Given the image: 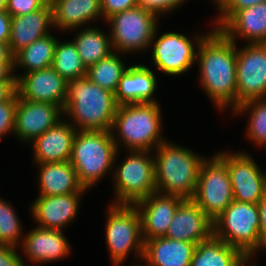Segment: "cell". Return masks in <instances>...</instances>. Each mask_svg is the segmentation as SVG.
I'll use <instances>...</instances> for the list:
<instances>
[{
	"label": "cell",
	"instance_id": "6da1fadb",
	"mask_svg": "<svg viewBox=\"0 0 266 266\" xmlns=\"http://www.w3.org/2000/svg\"><path fill=\"white\" fill-rule=\"evenodd\" d=\"M196 61L199 85L213 106L218 112L233 111L237 107L236 44L212 28L198 46Z\"/></svg>",
	"mask_w": 266,
	"mask_h": 266
},
{
	"label": "cell",
	"instance_id": "7a4b0ae2",
	"mask_svg": "<svg viewBox=\"0 0 266 266\" xmlns=\"http://www.w3.org/2000/svg\"><path fill=\"white\" fill-rule=\"evenodd\" d=\"M117 107L115 94L86 76L68 80L63 116L77 130L111 131Z\"/></svg>",
	"mask_w": 266,
	"mask_h": 266
},
{
	"label": "cell",
	"instance_id": "3957f363",
	"mask_svg": "<svg viewBox=\"0 0 266 266\" xmlns=\"http://www.w3.org/2000/svg\"><path fill=\"white\" fill-rule=\"evenodd\" d=\"M205 158L167 139L163 141L154 150L156 192L192 199Z\"/></svg>",
	"mask_w": 266,
	"mask_h": 266
},
{
	"label": "cell",
	"instance_id": "277c9868",
	"mask_svg": "<svg viewBox=\"0 0 266 266\" xmlns=\"http://www.w3.org/2000/svg\"><path fill=\"white\" fill-rule=\"evenodd\" d=\"M161 109L160 103L118 105L111 129L117 150L122 145L128 151L153 152L165 141Z\"/></svg>",
	"mask_w": 266,
	"mask_h": 266
},
{
	"label": "cell",
	"instance_id": "5b68a950",
	"mask_svg": "<svg viewBox=\"0 0 266 266\" xmlns=\"http://www.w3.org/2000/svg\"><path fill=\"white\" fill-rule=\"evenodd\" d=\"M117 151L111 131L77 130L69 161L79 183L90 190L103 180L114 170Z\"/></svg>",
	"mask_w": 266,
	"mask_h": 266
},
{
	"label": "cell",
	"instance_id": "8992f818",
	"mask_svg": "<svg viewBox=\"0 0 266 266\" xmlns=\"http://www.w3.org/2000/svg\"><path fill=\"white\" fill-rule=\"evenodd\" d=\"M119 153L111 172L116 197L111 204L134 205L156 192L154 154L129 150L123 161L115 165Z\"/></svg>",
	"mask_w": 266,
	"mask_h": 266
},
{
	"label": "cell",
	"instance_id": "52a82bcc",
	"mask_svg": "<svg viewBox=\"0 0 266 266\" xmlns=\"http://www.w3.org/2000/svg\"><path fill=\"white\" fill-rule=\"evenodd\" d=\"M106 213L104 229L111 264L124 265V261L133 251L131 254L136 260H142L144 240L141 218L135 205L110 204Z\"/></svg>",
	"mask_w": 266,
	"mask_h": 266
},
{
	"label": "cell",
	"instance_id": "ba28073f",
	"mask_svg": "<svg viewBox=\"0 0 266 266\" xmlns=\"http://www.w3.org/2000/svg\"><path fill=\"white\" fill-rule=\"evenodd\" d=\"M259 225L257 204L233 200L213 221V235L244 256H255L261 251Z\"/></svg>",
	"mask_w": 266,
	"mask_h": 266
},
{
	"label": "cell",
	"instance_id": "9c48e42d",
	"mask_svg": "<svg viewBox=\"0 0 266 266\" xmlns=\"http://www.w3.org/2000/svg\"><path fill=\"white\" fill-rule=\"evenodd\" d=\"M158 17L154 13L137 6L116 13L106 20L111 29L109 34L113 51L123 55L149 50V45L159 28Z\"/></svg>",
	"mask_w": 266,
	"mask_h": 266
},
{
	"label": "cell",
	"instance_id": "30bf717a",
	"mask_svg": "<svg viewBox=\"0 0 266 266\" xmlns=\"http://www.w3.org/2000/svg\"><path fill=\"white\" fill-rule=\"evenodd\" d=\"M192 199L212 221L234 200L226 162L217 152L203 161Z\"/></svg>",
	"mask_w": 266,
	"mask_h": 266
},
{
	"label": "cell",
	"instance_id": "8fae6325",
	"mask_svg": "<svg viewBox=\"0 0 266 266\" xmlns=\"http://www.w3.org/2000/svg\"><path fill=\"white\" fill-rule=\"evenodd\" d=\"M158 28L149 48H152V60L156 69L166 75L178 76L196 63L197 49L200 42L209 33L188 37L182 33L166 32L157 37Z\"/></svg>",
	"mask_w": 266,
	"mask_h": 266
},
{
	"label": "cell",
	"instance_id": "7c38bea8",
	"mask_svg": "<svg viewBox=\"0 0 266 266\" xmlns=\"http://www.w3.org/2000/svg\"><path fill=\"white\" fill-rule=\"evenodd\" d=\"M229 172L234 200L258 204L266 193V172L249 153L226 150L217 153Z\"/></svg>",
	"mask_w": 266,
	"mask_h": 266
},
{
	"label": "cell",
	"instance_id": "4fadbf2b",
	"mask_svg": "<svg viewBox=\"0 0 266 266\" xmlns=\"http://www.w3.org/2000/svg\"><path fill=\"white\" fill-rule=\"evenodd\" d=\"M236 84L237 107L266 98V43L237 47Z\"/></svg>",
	"mask_w": 266,
	"mask_h": 266
},
{
	"label": "cell",
	"instance_id": "5bb4252c",
	"mask_svg": "<svg viewBox=\"0 0 266 266\" xmlns=\"http://www.w3.org/2000/svg\"><path fill=\"white\" fill-rule=\"evenodd\" d=\"M56 104L29 101L17 96L13 135L26 144L33 142L63 118Z\"/></svg>",
	"mask_w": 266,
	"mask_h": 266
},
{
	"label": "cell",
	"instance_id": "9a60e30c",
	"mask_svg": "<svg viewBox=\"0 0 266 266\" xmlns=\"http://www.w3.org/2000/svg\"><path fill=\"white\" fill-rule=\"evenodd\" d=\"M22 74H15L19 98L56 104L63 110L68 81L52 66Z\"/></svg>",
	"mask_w": 266,
	"mask_h": 266
},
{
	"label": "cell",
	"instance_id": "2e32d148",
	"mask_svg": "<svg viewBox=\"0 0 266 266\" xmlns=\"http://www.w3.org/2000/svg\"><path fill=\"white\" fill-rule=\"evenodd\" d=\"M82 195L84 193L38 196L29 207L37 227L56 230L68 227L79 213Z\"/></svg>",
	"mask_w": 266,
	"mask_h": 266
},
{
	"label": "cell",
	"instance_id": "e0dca14e",
	"mask_svg": "<svg viewBox=\"0 0 266 266\" xmlns=\"http://www.w3.org/2000/svg\"><path fill=\"white\" fill-rule=\"evenodd\" d=\"M63 230L43 229L35 227L24 234L20 248L26 259L32 265L53 263L67 257L71 252L70 243Z\"/></svg>",
	"mask_w": 266,
	"mask_h": 266
},
{
	"label": "cell",
	"instance_id": "ac0fdd59",
	"mask_svg": "<svg viewBox=\"0 0 266 266\" xmlns=\"http://www.w3.org/2000/svg\"><path fill=\"white\" fill-rule=\"evenodd\" d=\"M183 200L177 195L155 192L134 204L141 218L144 241L165 237L175 211Z\"/></svg>",
	"mask_w": 266,
	"mask_h": 266
},
{
	"label": "cell",
	"instance_id": "d6986e66",
	"mask_svg": "<svg viewBox=\"0 0 266 266\" xmlns=\"http://www.w3.org/2000/svg\"><path fill=\"white\" fill-rule=\"evenodd\" d=\"M213 235V221L193 199H184L177 210L165 237L198 245Z\"/></svg>",
	"mask_w": 266,
	"mask_h": 266
},
{
	"label": "cell",
	"instance_id": "ffe728a7",
	"mask_svg": "<svg viewBox=\"0 0 266 266\" xmlns=\"http://www.w3.org/2000/svg\"><path fill=\"white\" fill-rule=\"evenodd\" d=\"M76 132L77 129L62 118L38 136L31 142L34 164L69 161Z\"/></svg>",
	"mask_w": 266,
	"mask_h": 266
},
{
	"label": "cell",
	"instance_id": "44dd1931",
	"mask_svg": "<svg viewBox=\"0 0 266 266\" xmlns=\"http://www.w3.org/2000/svg\"><path fill=\"white\" fill-rule=\"evenodd\" d=\"M157 78L151 68L143 64L129 65L120 78L115 91L118 105L135 103H159L155 97Z\"/></svg>",
	"mask_w": 266,
	"mask_h": 266
},
{
	"label": "cell",
	"instance_id": "7402d4cb",
	"mask_svg": "<svg viewBox=\"0 0 266 266\" xmlns=\"http://www.w3.org/2000/svg\"><path fill=\"white\" fill-rule=\"evenodd\" d=\"M219 30L236 45L241 38L246 44L266 43V1L238 10Z\"/></svg>",
	"mask_w": 266,
	"mask_h": 266
},
{
	"label": "cell",
	"instance_id": "603a6c76",
	"mask_svg": "<svg viewBox=\"0 0 266 266\" xmlns=\"http://www.w3.org/2000/svg\"><path fill=\"white\" fill-rule=\"evenodd\" d=\"M53 29L51 3L43 8L26 15L11 16V34L9 39L10 51L15 55L32 42L50 33Z\"/></svg>",
	"mask_w": 266,
	"mask_h": 266
},
{
	"label": "cell",
	"instance_id": "cb8c5ba5",
	"mask_svg": "<svg viewBox=\"0 0 266 266\" xmlns=\"http://www.w3.org/2000/svg\"><path fill=\"white\" fill-rule=\"evenodd\" d=\"M52 7L53 29L68 32L90 26L103 19L100 0H49ZM87 24V25H86Z\"/></svg>",
	"mask_w": 266,
	"mask_h": 266
},
{
	"label": "cell",
	"instance_id": "d4e9b609",
	"mask_svg": "<svg viewBox=\"0 0 266 266\" xmlns=\"http://www.w3.org/2000/svg\"><path fill=\"white\" fill-rule=\"evenodd\" d=\"M196 244L158 237L144 241L143 266H190Z\"/></svg>",
	"mask_w": 266,
	"mask_h": 266
},
{
	"label": "cell",
	"instance_id": "484cf974",
	"mask_svg": "<svg viewBox=\"0 0 266 266\" xmlns=\"http://www.w3.org/2000/svg\"><path fill=\"white\" fill-rule=\"evenodd\" d=\"M38 167L39 196H56L87 191L70 161L34 164Z\"/></svg>",
	"mask_w": 266,
	"mask_h": 266
},
{
	"label": "cell",
	"instance_id": "4316f807",
	"mask_svg": "<svg viewBox=\"0 0 266 266\" xmlns=\"http://www.w3.org/2000/svg\"><path fill=\"white\" fill-rule=\"evenodd\" d=\"M79 30L78 28L77 34L71 40L87 68L114 52L110 34H105L106 32L96 27L94 23Z\"/></svg>",
	"mask_w": 266,
	"mask_h": 266
},
{
	"label": "cell",
	"instance_id": "83f0119b",
	"mask_svg": "<svg viewBox=\"0 0 266 266\" xmlns=\"http://www.w3.org/2000/svg\"><path fill=\"white\" fill-rule=\"evenodd\" d=\"M244 255L212 235L196 245L190 266H236Z\"/></svg>",
	"mask_w": 266,
	"mask_h": 266
},
{
	"label": "cell",
	"instance_id": "f1b7e54d",
	"mask_svg": "<svg viewBox=\"0 0 266 266\" xmlns=\"http://www.w3.org/2000/svg\"><path fill=\"white\" fill-rule=\"evenodd\" d=\"M58 38L52 33L37 39L14 55V73L18 68L25 73L52 66Z\"/></svg>",
	"mask_w": 266,
	"mask_h": 266
},
{
	"label": "cell",
	"instance_id": "f546056e",
	"mask_svg": "<svg viewBox=\"0 0 266 266\" xmlns=\"http://www.w3.org/2000/svg\"><path fill=\"white\" fill-rule=\"evenodd\" d=\"M120 55L122 54L114 51L109 56L89 66L86 77L101 88L115 93L120 78L129 67L123 62Z\"/></svg>",
	"mask_w": 266,
	"mask_h": 266
},
{
	"label": "cell",
	"instance_id": "4dcf8cb0",
	"mask_svg": "<svg viewBox=\"0 0 266 266\" xmlns=\"http://www.w3.org/2000/svg\"><path fill=\"white\" fill-rule=\"evenodd\" d=\"M52 67L67 81L87 75V67L81 60L73 41L56 43Z\"/></svg>",
	"mask_w": 266,
	"mask_h": 266
},
{
	"label": "cell",
	"instance_id": "1f68e13d",
	"mask_svg": "<svg viewBox=\"0 0 266 266\" xmlns=\"http://www.w3.org/2000/svg\"><path fill=\"white\" fill-rule=\"evenodd\" d=\"M233 113L241 116L249 114L246 136L250 142L261 147L266 141V98L248 100L236 107Z\"/></svg>",
	"mask_w": 266,
	"mask_h": 266
},
{
	"label": "cell",
	"instance_id": "d6a6232c",
	"mask_svg": "<svg viewBox=\"0 0 266 266\" xmlns=\"http://www.w3.org/2000/svg\"><path fill=\"white\" fill-rule=\"evenodd\" d=\"M13 205L0 197V244L19 248L24 234Z\"/></svg>",
	"mask_w": 266,
	"mask_h": 266
},
{
	"label": "cell",
	"instance_id": "836d02e7",
	"mask_svg": "<svg viewBox=\"0 0 266 266\" xmlns=\"http://www.w3.org/2000/svg\"><path fill=\"white\" fill-rule=\"evenodd\" d=\"M266 0H213V4L220 12L216 16L215 21H212L214 29H220L238 10L247 7H253L257 4L265 2Z\"/></svg>",
	"mask_w": 266,
	"mask_h": 266
},
{
	"label": "cell",
	"instance_id": "e575fe53",
	"mask_svg": "<svg viewBox=\"0 0 266 266\" xmlns=\"http://www.w3.org/2000/svg\"><path fill=\"white\" fill-rule=\"evenodd\" d=\"M17 94L9 101L0 103V141L4 135L13 134Z\"/></svg>",
	"mask_w": 266,
	"mask_h": 266
},
{
	"label": "cell",
	"instance_id": "d590c367",
	"mask_svg": "<svg viewBox=\"0 0 266 266\" xmlns=\"http://www.w3.org/2000/svg\"><path fill=\"white\" fill-rule=\"evenodd\" d=\"M188 0H138V6L144 8L147 11H150L162 17V15H168L170 12H174L175 9L181 8L182 4Z\"/></svg>",
	"mask_w": 266,
	"mask_h": 266
},
{
	"label": "cell",
	"instance_id": "8d00e7d4",
	"mask_svg": "<svg viewBox=\"0 0 266 266\" xmlns=\"http://www.w3.org/2000/svg\"><path fill=\"white\" fill-rule=\"evenodd\" d=\"M49 0H7L6 12L10 16L33 13L43 8Z\"/></svg>",
	"mask_w": 266,
	"mask_h": 266
},
{
	"label": "cell",
	"instance_id": "74e56055",
	"mask_svg": "<svg viewBox=\"0 0 266 266\" xmlns=\"http://www.w3.org/2000/svg\"><path fill=\"white\" fill-rule=\"evenodd\" d=\"M103 21L112 15L138 6V0H100Z\"/></svg>",
	"mask_w": 266,
	"mask_h": 266
},
{
	"label": "cell",
	"instance_id": "f35d334b",
	"mask_svg": "<svg viewBox=\"0 0 266 266\" xmlns=\"http://www.w3.org/2000/svg\"><path fill=\"white\" fill-rule=\"evenodd\" d=\"M18 248L0 244V266H27Z\"/></svg>",
	"mask_w": 266,
	"mask_h": 266
},
{
	"label": "cell",
	"instance_id": "ab89813d",
	"mask_svg": "<svg viewBox=\"0 0 266 266\" xmlns=\"http://www.w3.org/2000/svg\"><path fill=\"white\" fill-rule=\"evenodd\" d=\"M257 205H258L259 218H260L259 236L261 241V250H265L266 249V193Z\"/></svg>",
	"mask_w": 266,
	"mask_h": 266
},
{
	"label": "cell",
	"instance_id": "60d3db41",
	"mask_svg": "<svg viewBox=\"0 0 266 266\" xmlns=\"http://www.w3.org/2000/svg\"><path fill=\"white\" fill-rule=\"evenodd\" d=\"M11 34V16L6 10H0V42L9 43Z\"/></svg>",
	"mask_w": 266,
	"mask_h": 266
},
{
	"label": "cell",
	"instance_id": "b9f144b4",
	"mask_svg": "<svg viewBox=\"0 0 266 266\" xmlns=\"http://www.w3.org/2000/svg\"><path fill=\"white\" fill-rule=\"evenodd\" d=\"M17 94V81L0 82V103L11 100Z\"/></svg>",
	"mask_w": 266,
	"mask_h": 266
},
{
	"label": "cell",
	"instance_id": "7bdbcfd3",
	"mask_svg": "<svg viewBox=\"0 0 266 266\" xmlns=\"http://www.w3.org/2000/svg\"><path fill=\"white\" fill-rule=\"evenodd\" d=\"M2 81H17L14 62H0V82Z\"/></svg>",
	"mask_w": 266,
	"mask_h": 266
},
{
	"label": "cell",
	"instance_id": "ee69618b",
	"mask_svg": "<svg viewBox=\"0 0 266 266\" xmlns=\"http://www.w3.org/2000/svg\"><path fill=\"white\" fill-rule=\"evenodd\" d=\"M0 62H14V55L8 43L0 42Z\"/></svg>",
	"mask_w": 266,
	"mask_h": 266
},
{
	"label": "cell",
	"instance_id": "f6af8a7d",
	"mask_svg": "<svg viewBox=\"0 0 266 266\" xmlns=\"http://www.w3.org/2000/svg\"><path fill=\"white\" fill-rule=\"evenodd\" d=\"M253 258H255V256H244L236 266H255V263L252 264L251 261H253ZM251 262V263H250ZM250 264V265H249Z\"/></svg>",
	"mask_w": 266,
	"mask_h": 266
},
{
	"label": "cell",
	"instance_id": "bcb514c9",
	"mask_svg": "<svg viewBox=\"0 0 266 266\" xmlns=\"http://www.w3.org/2000/svg\"><path fill=\"white\" fill-rule=\"evenodd\" d=\"M7 0H0V10H6Z\"/></svg>",
	"mask_w": 266,
	"mask_h": 266
},
{
	"label": "cell",
	"instance_id": "7dc6e473",
	"mask_svg": "<svg viewBox=\"0 0 266 266\" xmlns=\"http://www.w3.org/2000/svg\"><path fill=\"white\" fill-rule=\"evenodd\" d=\"M139 262H137V264L134 265H129V266H143L142 264H138Z\"/></svg>",
	"mask_w": 266,
	"mask_h": 266
},
{
	"label": "cell",
	"instance_id": "c3c4849f",
	"mask_svg": "<svg viewBox=\"0 0 266 266\" xmlns=\"http://www.w3.org/2000/svg\"><path fill=\"white\" fill-rule=\"evenodd\" d=\"M261 147H265V149H266V141H265V143Z\"/></svg>",
	"mask_w": 266,
	"mask_h": 266
}]
</instances>
